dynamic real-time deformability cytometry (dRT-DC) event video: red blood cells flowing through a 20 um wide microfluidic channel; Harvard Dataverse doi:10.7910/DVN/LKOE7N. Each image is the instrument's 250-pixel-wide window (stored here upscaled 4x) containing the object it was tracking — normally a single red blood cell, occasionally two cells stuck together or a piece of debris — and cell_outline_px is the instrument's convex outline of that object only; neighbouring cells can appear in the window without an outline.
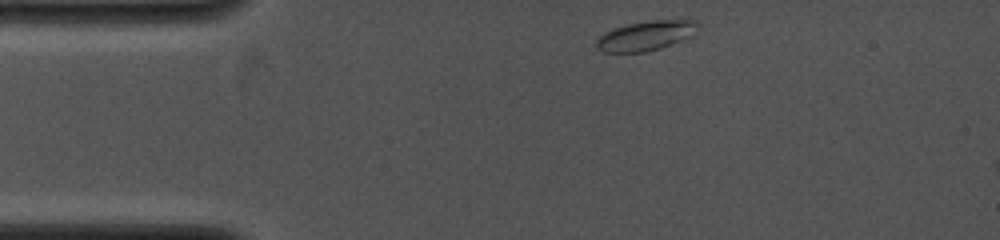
{"species": "common noctule bat (a hibernating species)", "species_latin": "Nyctalus noctula", "temperature_condition": "cold", "stored_images_in_passage": 5, "camera_frame_rate_fps": 4000, "um_per_image_px": 0.085, "animal": {"sex": "female", "body_mass_g": 19.0, "forearm_length_mm": 53.3}, "frame": {"image": 1, "passage_image": 1, "time_ms": 0.0, "image_size_px": [1000, 240], "cell_outline_px": [[700, 28], [692, 36], [660, 48], [644, 52], [604, 52], [596, 48], [596, 40], [604, 32], [612, 28], [628, 24], [652, 20], [696, 20], [700, 24]], "centroid_in_image_um": [54.91, 3.02], "position_along_channel_um": 30.1, "area_um2": 17.63}}